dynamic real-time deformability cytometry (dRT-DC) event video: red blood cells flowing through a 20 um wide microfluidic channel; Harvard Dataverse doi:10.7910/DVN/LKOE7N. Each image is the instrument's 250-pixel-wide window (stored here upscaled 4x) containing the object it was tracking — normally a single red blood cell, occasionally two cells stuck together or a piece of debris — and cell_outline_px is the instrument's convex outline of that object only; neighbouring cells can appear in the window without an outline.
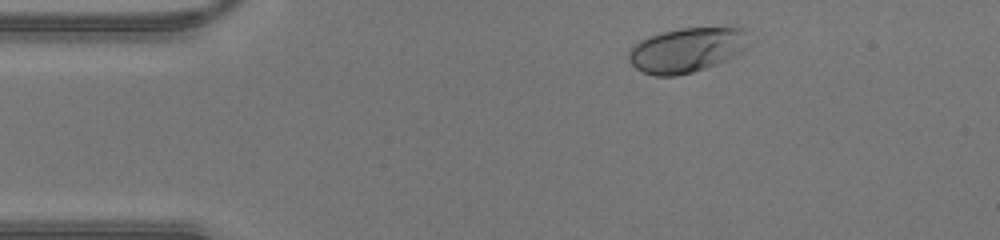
{"species": "human", "species_latin": "Homo sapiens", "temperature_condition": "warm", "stored_images_in_passage": 37, "camera_frame_rate_fps": 3000, "um_per_image_px": 0.085, "donor": {"sex": "male"}, "frame": {"image": 1, "passage_image": 3, "time_ms": 0.667, "image_size_px": [1000, 240], "cell_outline_px": [[748, 48], [716, 64], [692, 72], [676, 76], [656, 76], [644, 72], [636, 68], [628, 60], [628, 48], [632, 44], [640, 40], [664, 32], [680, 28], [744, 28], [748, 32]], "centroid_in_image_um": [58.35, 4.25], "position_along_channel_um": 26.7, "area_um2": 31.15}}
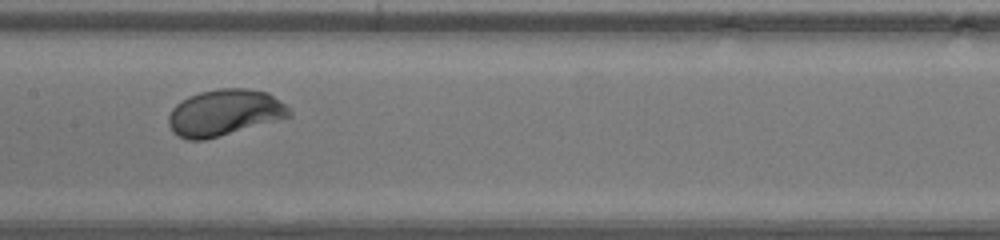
{"frame": {"image": 2, "passage_image": 18, "time_ms": 5.667, "image_size_px": [1000, 240], "cell_outline_px": [[292, 116], [204, 140], [188, 140], [172, 132], [168, 124], [168, 116], [172, 108], [176, 104], [188, 96], [200, 92], [216, 88], [244, 88], [268, 92], [284, 104], [292, 112]], "centroid_in_image_um": [19.05, 9.56], "position_along_channel_um": 188.3, "area_um2": 32.48}}
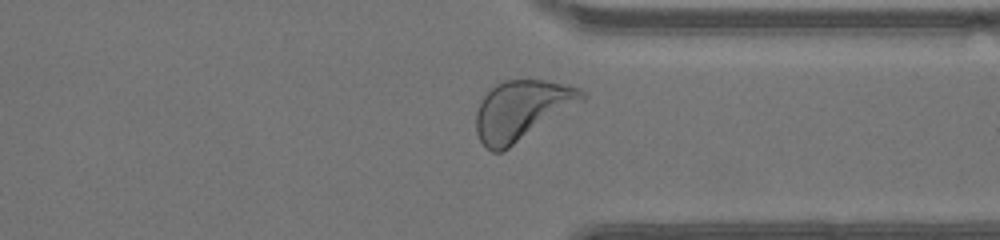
{"frame": {"image": 3, "passage_image": 30, "time_ms": 9.667, "image_size_px": [1000, 240], "cell_outline_px": [[588, 96], [584, 100], [508, 148], [500, 152], [492, 152], [480, 140], [476, 132], [476, 112], [480, 100], [496, 84], [504, 80], [544, 80], [580, 88], [588, 92]], "centroid_in_image_um": [44.35, 9.35], "position_along_channel_um": 367.1, "area_um2": 36.36}}